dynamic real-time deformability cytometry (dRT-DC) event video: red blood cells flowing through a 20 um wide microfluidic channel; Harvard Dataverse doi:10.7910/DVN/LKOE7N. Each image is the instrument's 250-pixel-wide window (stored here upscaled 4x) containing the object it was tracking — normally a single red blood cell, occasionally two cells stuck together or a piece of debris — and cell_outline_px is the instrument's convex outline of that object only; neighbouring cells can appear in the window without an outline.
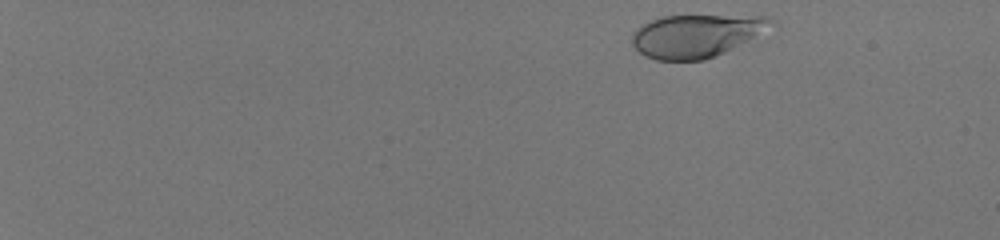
{"species": "human", "species_latin": "Homo sapiens", "temperature_condition": "room temperature", "stored_images_in_passage": 48, "camera_frame_rate_fps": 3000, "um_per_image_px": 0.085, "donor": {"sex": "male"}, "frame": {"image": 1, "passage_image": 2, "time_ms": 0.333, "image_size_px": [1000, 240], "cell_outline_px": [[776, 24], [748, 40], [716, 56], [704, 60], [656, 60], [644, 56], [632, 44], [632, 32], [636, 28], [660, 16], [768, 16], [776, 20]], "centroid_in_image_um": [59.17, 3.03], "position_along_channel_um": 25.8, "area_um2": 34.56}}
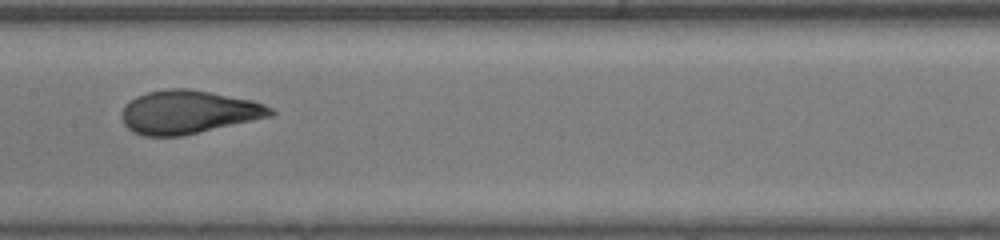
{"frame": {"image": 2, "passage_image": 27, "time_ms": 8.667, "image_size_px": [1000, 240], "cell_outline_px": [[276, 112], [272, 116], [180, 136], [144, 136], [132, 132], [124, 124], [120, 116], [120, 112], [124, 104], [136, 96], [148, 92], [168, 88], [188, 88], [252, 100], [264, 104], [272, 108]], "centroid_in_image_um": [15.96, 9.52], "position_along_channel_um": 191.4, "area_um2": 37.63}}
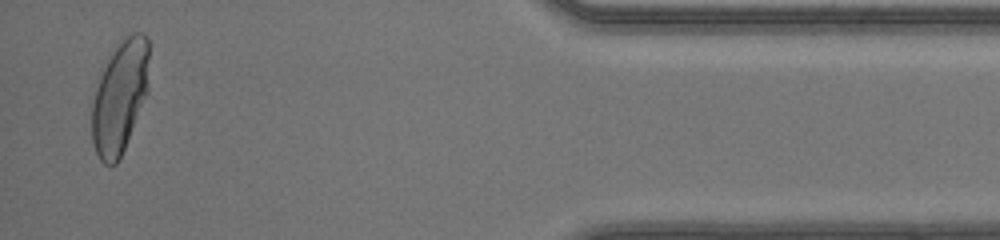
{"frame": {"image": 3, "passage_image": 47, "time_ms": 15.333, "image_size_px": [1000, 240], "cell_outline_px": [[148, 92], [124, 148], [116, 164], [104, 164], [100, 160], [96, 152], [92, 140], [92, 104], [96, 76], [112, 48], [124, 36], [132, 32], [140, 32], [148, 36]], "centroid_in_image_um": [10.16, 8.14], "position_along_channel_um": 425.0, "area_um2": 38.26}, "authors_computed_cell_mechanics": {"area_um2": 36.703, "velocity_mm_per_s": 4.1531, "shape_relaxation_time_tau1_ms": 4.057, "shape_relaxation_time_tau2_ms": null, "deformation_change_tau1": 0.2131, "deformation_change_tau2": null}}